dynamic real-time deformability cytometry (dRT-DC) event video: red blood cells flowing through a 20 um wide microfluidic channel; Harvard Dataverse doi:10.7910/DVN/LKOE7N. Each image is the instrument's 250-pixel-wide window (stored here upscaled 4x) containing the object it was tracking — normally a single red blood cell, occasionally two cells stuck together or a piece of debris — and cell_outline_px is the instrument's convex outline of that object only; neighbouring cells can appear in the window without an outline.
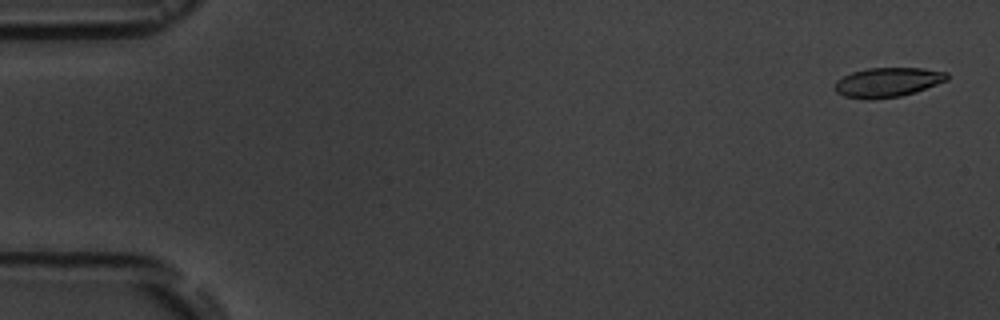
{"species": "common noctule bat (a hibernating species)", "species_latin": "Nyctalus noctula", "temperature_condition": "room temperature", "stored_images_in_passage": 5, "camera_frame_rate_fps": 3000, "um_per_image_px": 0.085, "animal": {"sex": "male", "body_mass_g": 19.5, "forearm_length_mm": 54.6}, "frame": {"image": 1, "passage_image": 1, "time_ms": 0.0, "image_size_px": [1000, 320], "cell_outline_px": [[948, 80], [916, 92], [900, 96], [864, 100], [844, 96], [836, 92], [836, 80], [852, 72], [868, 68], [924, 68], [948, 72]], "centroid_in_image_um": [75.47, 6.99], "position_along_channel_um": 9.5, "area_um2": 19.31}}
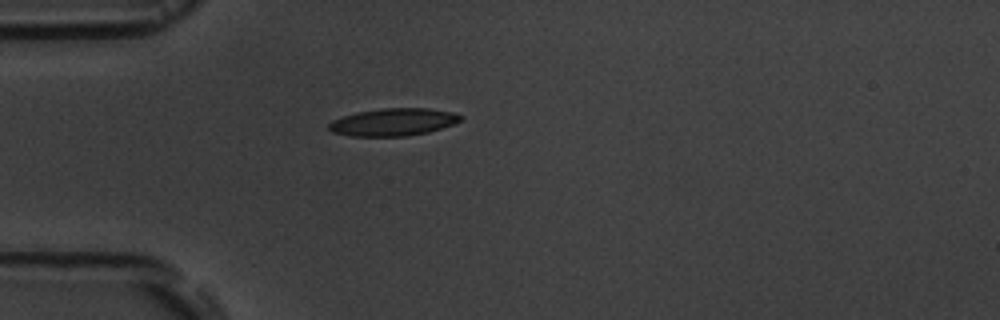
{"frame": {"image": 2, "passage_image": 4, "time_ms": 4.667, "image_size_px": [1000, 320], "cell_outline_px": [[464, 116], [460, 120], [452, 124], [428, 132], [408, 136], [352, 136], [332, 132], [328, 128], [328, 124], [332, 120], [356, 112], [380, 108], [428, 108], [452, 112]], "centroid_in_image_um": [33.41, 10.37], "position_along_channel_um": 51.6, "area_um2": 21.04}}